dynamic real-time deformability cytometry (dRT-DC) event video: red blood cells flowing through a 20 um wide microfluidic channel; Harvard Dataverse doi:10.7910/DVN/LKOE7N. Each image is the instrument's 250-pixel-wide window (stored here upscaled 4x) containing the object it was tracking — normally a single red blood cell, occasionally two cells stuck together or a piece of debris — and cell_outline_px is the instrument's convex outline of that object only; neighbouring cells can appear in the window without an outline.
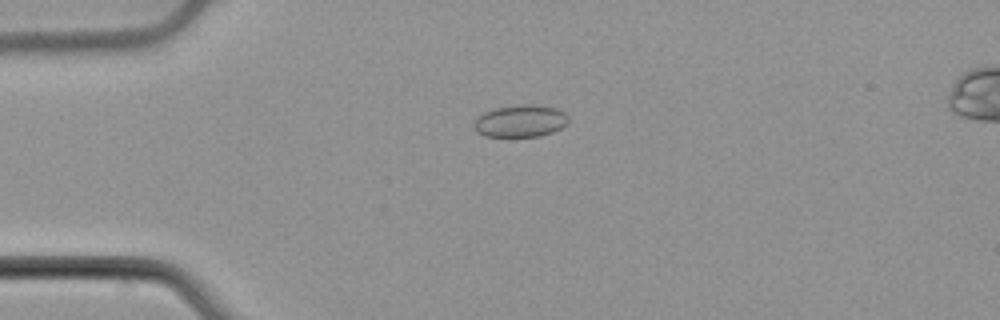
{"species": "common noctule bat (a hibernating species)", "species_latin": "Nyctalus noctula", "temperature_condition": "cold", "stored_images_in_passage": 35, "camera_frame_rate_fps": 3000, "um_per_image_px": 0.085, "animal": {"sex": "male", "body_mass_g": 21.5, "forearm_length_mm": 52.0}, "frame": {"image": 1, "passage_image": 5, "time_ms": 1.333, "image_size_px": [1000, 320], "cell_outline_px": [[568, 120], [560, 128], [552, 132], [540, 136], [484, 136], [476, 132], [472, 128], [472, 124], [476, 116], [492, 108], [520, 104], [532, 104], [556, 108], [564, 112], [568, 116]], "centroid_in_image_um": [44.16, 10.27], "position_along_channel_um": 40.8, "area_um2": 17.92}}
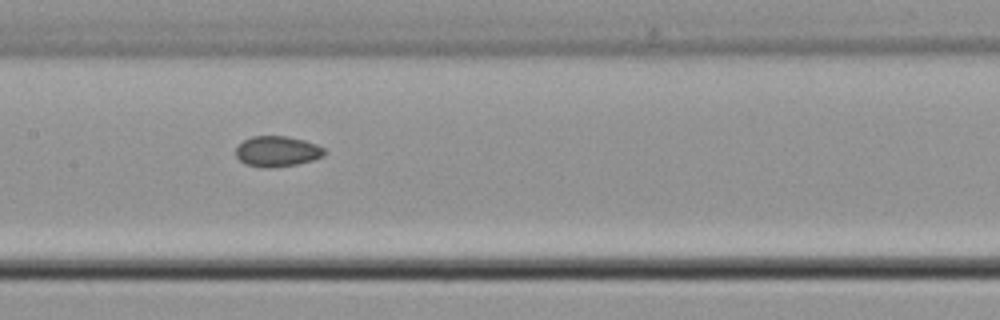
{"frame": {"image": 2, "passage_image": 18, "time_ms": 5.667, "image_size_px": [1000, 320], "cell_outline_px": [[324, 156], [312, 160], [296, 164], [248, 164], [240, 160], [236, 156], [236, 148], [244, 140], [252, 136], [288, 136], [304, 140], [316, 144], [324, 148]], "centroid_in_image_um": [23.6, 12.79], "position_along_channel_um": 183.8, "area_um2": 14.85}}
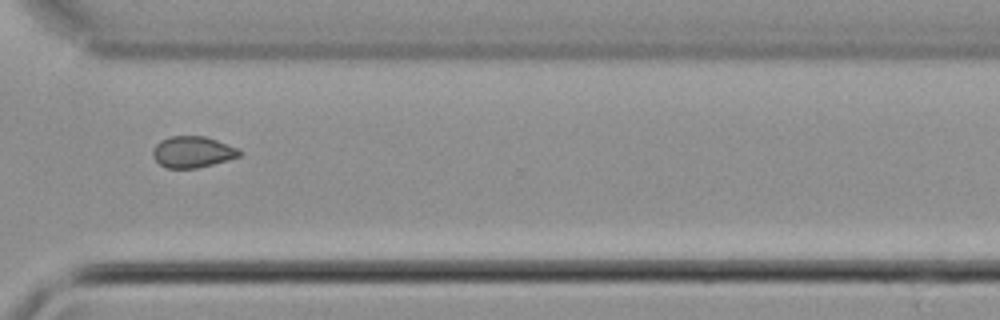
{"frame": {"image": 3, "passage_image": 31, "time_ms": 10.0, "image_size_px": [1000, 320], "cell_outline_px": [[244, 152], [240, 156], [212, 164], [196, 168], [168, 168], [160, 164], [152, 156], [152, 148], [160, 140], [172, 136], [204, 136], [240, 148]], "centroid_in_image_um": [16.38, 12.91], "position_along_channel_um": 354.2, "area_um2": 15.84}}